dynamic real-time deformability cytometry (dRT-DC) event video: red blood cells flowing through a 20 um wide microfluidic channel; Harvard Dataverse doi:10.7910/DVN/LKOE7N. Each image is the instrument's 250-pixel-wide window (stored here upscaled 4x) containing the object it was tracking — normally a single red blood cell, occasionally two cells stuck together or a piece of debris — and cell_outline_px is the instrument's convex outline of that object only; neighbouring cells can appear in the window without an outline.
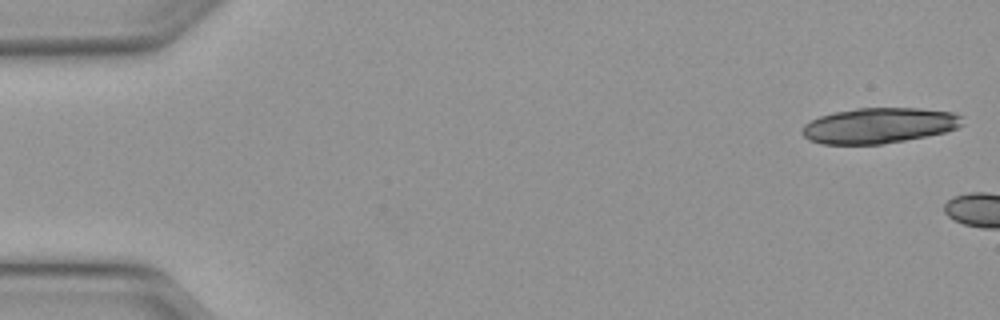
{"species": "Egyptian fruit bat (a non-hibernating species)", "species_latin": "Rousettus aegyptiacus", "temperature_condition": "warm", "stored_images_in_passage": 4, "camera_frame_rate_fps": 3000, "um_per_image_px": 0.085, "animal": {"sex": "female"}, "frame": {"image": 1, "passage_image": 1, "time_ms": 0.0, "image_size_px": [1000, 320], "cell_outline_px": [[964, 124], [956, 128], [944, 132], [884, 144], [820, 144], [808, 140], [800, 132], [804, 124], [820, 116], [832, 112], [856, 108], [920, 108], [952, 112], [960, 116]], "centroid_in_image_um": [74.67, 10.67], "position_along_channel_um": 10.3, "area_um2": 33.18}}